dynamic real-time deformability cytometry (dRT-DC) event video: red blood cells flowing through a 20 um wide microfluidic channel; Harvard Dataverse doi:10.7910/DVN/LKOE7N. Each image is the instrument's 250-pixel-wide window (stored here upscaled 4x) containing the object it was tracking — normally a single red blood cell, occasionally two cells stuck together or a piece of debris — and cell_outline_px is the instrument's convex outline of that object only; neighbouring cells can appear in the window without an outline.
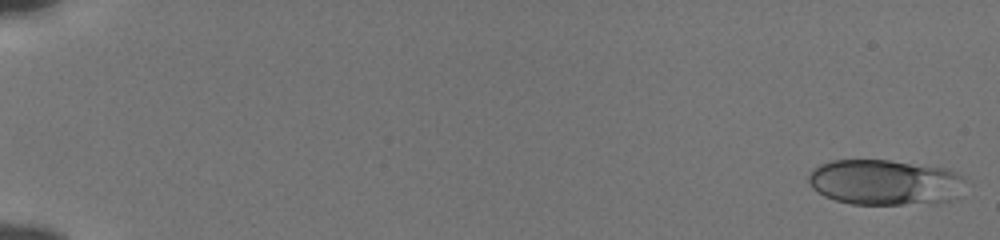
{"species": "human", "species_latin": "Homo sapiens", "temperature_condition": "cold", "stored_images_in_passage": 54, "camera_frame_rate_fps": 3000, "um_per_image_px": 0.085, "donor": {"sex": "male"}, "frame": {"image": 1, "passage_image": 1, "time_ms": 0.0, "image_size_px": [1000, 240], "cell_outline_px": [[964, 180], [948, 200], [936, 204], [852, 204], [836, 200], [824, 196], [812, 188], [808, 180], [808, 172], [820, 164], [832, 160], [888, 160], [948, 168], [964, 176]], "centroid_in_image_um": [75.14, 15.49], "position_along_channel_um": 9.9, "area_um2": 41.44}}
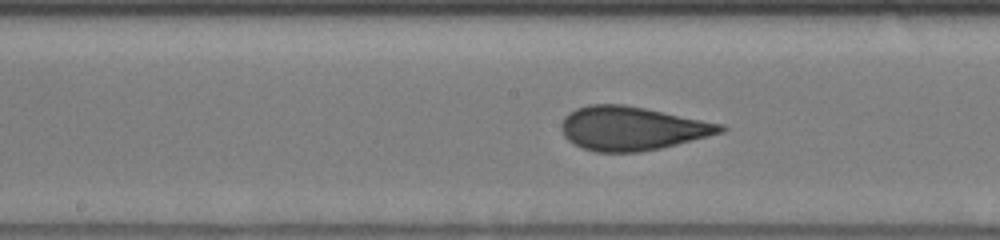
{"frame": {"image": 2, "passage_image": 30, "time_ms": 9.667, "image_size_px": [1000, 240], "cell_outline_px": [[728, 128], [724, 132], [660, 148], [640, 152], [596, 152], [584, 148], [568, 140], [564, 136], [560, 128], [560, 124], [564, 116], [568, 112], [576, 108], [588, 104], [624, 104], [724, 124]], "centroid_in_image_um": [53.69, 10.9], "position_along_channel_um": 194.5, "area_um2": 40.58}}
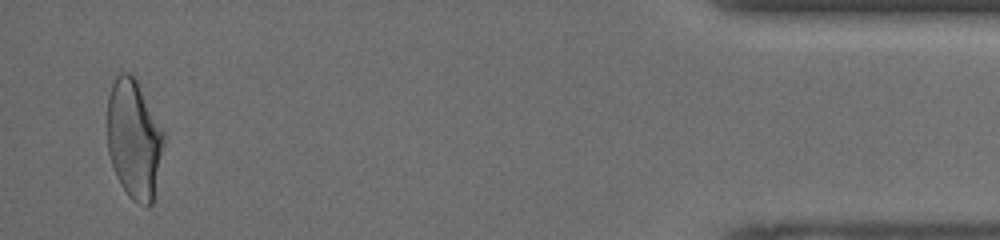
{"frame": {"image": 3, "passage_image": 53, "time_ms": 17.333, "image_size_px": [1000, 240], "cell_outline_px": [[164, 140], [152, 204], [148, 208], [132, 200], [128, 196], [120, 184], [116, 176], [108, 152], [108, 96], [112, 84], [116, 76], [120, 72], [128, 72], [136, 80], [164, 132]], "centroid_in_image_um": [11.37, 11.85], "position_along_channel_um": 423.8, "area_um2": 38.78}, "authors_computed_cell_mechanics": {"area_um2": 39.882, "velocity_mm_per_s": 3.8454, "shape_relaxation_time_tau1_ms": 5.6552, "shape_relaxation_time_tau2_ms": 0.8492, "deformation_change_tau1": 0.1629, "deformation_change_tau2": 0.0554}}